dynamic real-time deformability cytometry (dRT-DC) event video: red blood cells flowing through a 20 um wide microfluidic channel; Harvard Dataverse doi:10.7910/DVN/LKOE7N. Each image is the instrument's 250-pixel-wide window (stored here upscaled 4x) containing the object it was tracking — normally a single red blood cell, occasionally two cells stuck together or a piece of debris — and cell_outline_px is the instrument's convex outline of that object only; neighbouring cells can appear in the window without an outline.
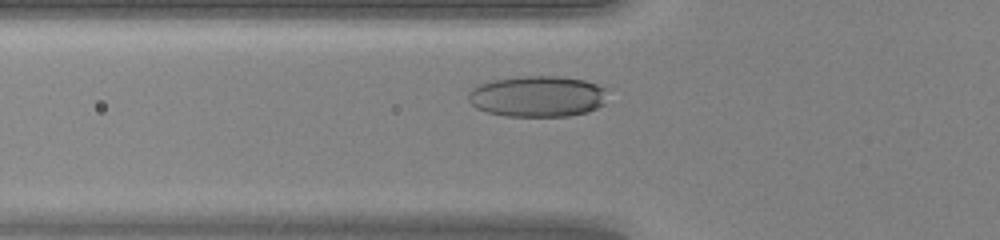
{"species": "human", "species_latin": "Homo sapiens", "temperature_condition": "warm", "stored_images_in_passage": 32, "camera_frame_rate_fps": 3000, "um_per_image_px": 0.085, "donor": {"sex": "female"}, "frame": {"image": 1, "passage_image": 7, "time_ms": 2.0, "image_size_px": [1000, 240], "cell_outline_px": [[608, 88], [604, 104], [588, 112], [568, 116], [504, 116], [488, 112], [476, 108], [468, 100], [468, 92], [472, 88], [480, 84], [492, 80], [524, 76], [560, 76], [584, 80]], "centroid_in_image_um": [45.7, 8.19], "position_along_channel_um": 80.1, "area_um2": 33.52}}
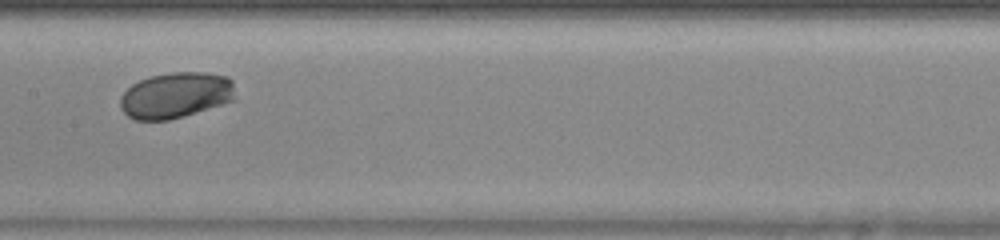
{"frame": {"image": 2, "passage_image": 15, "time_ms": 4.667, "image_size_px": [1000, 240], "cell_outline_px": [[236, 100], [184, 116], [168, 120], [136, 120], [128, 116], [120, 108], [120, 96], [132, 84], [140, 80], [152, 76], [172, 72], [204, 72], [228, 76], [232, 80], [236, 96]], "centroid_in_image_um": [14.96, 8.09], "position_along_channel_um": 192.4, "area_um2": 30.98}}
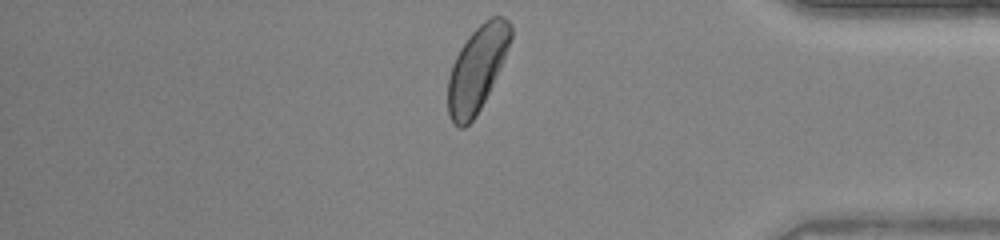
{"frame": {"image": 3, "passage_image": 31, "time_ms": 10.0, "image_size_px": [1000, 240], "cell_outline_px": [[512, 36], [508, 48], [500, 68], [476, 116], [464, 128], [460, 128], [452, 120], [448, 112], [448, 80], [452, 64], [460, 48], [468, 36], [484, 20], [492, 16], [504, 16], [512, 24]], "centroid_in_image_um": [40.55, 5.8], "position_along_channel_um": 394.6, "area_um2": 30.75}, "authors_computed_cell_mechanics": {"area_um2": 30.7496, "velocity_mm_per_s": 4.2097, "shape_relaxation_time_tau1_ms": 2.1497, "shape_relaxation_time_tau2_ms": null, "deformation_change_tau1": 0.097, "deformation_change_tau2": null}}